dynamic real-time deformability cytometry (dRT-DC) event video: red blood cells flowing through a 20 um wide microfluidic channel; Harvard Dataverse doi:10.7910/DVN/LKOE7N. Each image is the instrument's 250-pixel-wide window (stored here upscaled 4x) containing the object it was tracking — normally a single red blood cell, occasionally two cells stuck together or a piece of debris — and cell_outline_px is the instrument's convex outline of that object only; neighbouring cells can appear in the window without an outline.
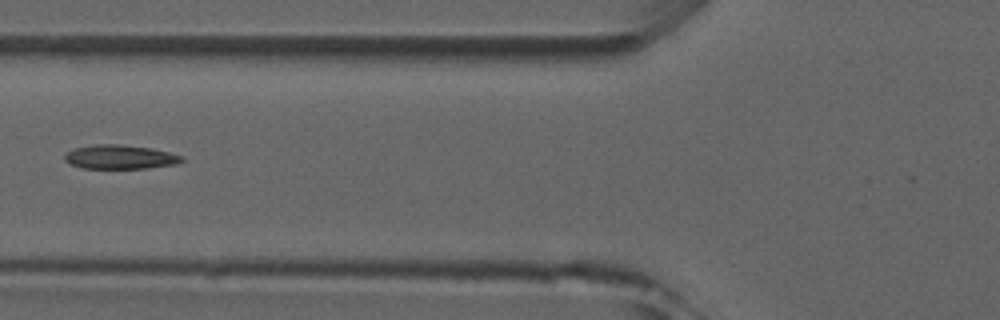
{"species": "common noctule bat (a hibernating species)", "species_latin": "Nyctalus noctula", "temperature_condition": "room temperature", "stored_images_in_passage": 2, "camera_frame_rate_fps": 3000, "um_per_image_px": 0.085, "animal": {"sex": "male", "forearm_length_mm": 52.5}, "frame": {"image": 1, "passage_image": 2, "time_ms": 1.333, "image_size_px": [1000, 320], "cell_outline_px": [[184, 160], [176, 164], [148, 168], [84, 168], [68, 164], [64, 160], [64, 156], [72, 148], [92, 144], [120, 144], [152, 148], [184, 156]], "centroid_in_image_um": [10.18, 13.33], "position_along_channel_um": 115.6, "area_um2": 16.59}}